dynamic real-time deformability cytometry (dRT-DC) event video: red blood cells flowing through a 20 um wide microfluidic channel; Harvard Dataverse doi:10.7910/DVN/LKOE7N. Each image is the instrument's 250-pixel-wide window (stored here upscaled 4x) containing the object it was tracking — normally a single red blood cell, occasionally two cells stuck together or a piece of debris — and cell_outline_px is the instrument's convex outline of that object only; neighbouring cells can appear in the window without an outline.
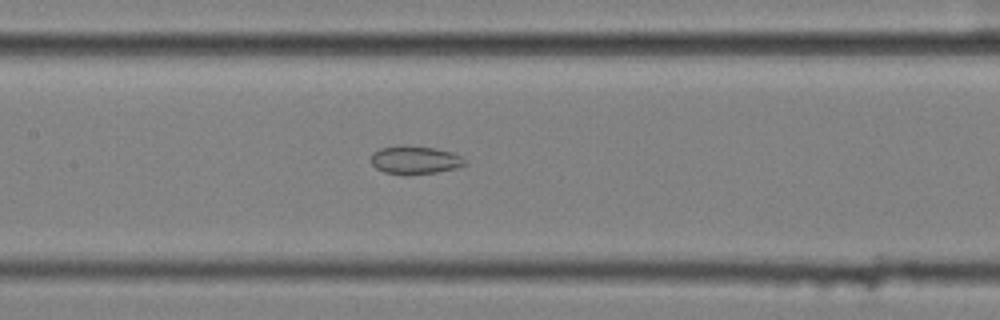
{"species": "common noctule bat (a hibernating species)", "species_latin": "Nyctalus noctula", "temperature_condition": "cold", "stored_images_in_passage": 50, "segment_of_instrument_passage": [2, 3], "camera_frame_rate_fps": 3000, "um_per_image_px": 0.085, "animal": {"sex": "female", "body_mass_g": 25.1}, "frame": {"image": 1, "passage_image": 20, "time_ms": 6.333, "image_size_px": [1000, 320], "cell_outline_px": [[468, 164], [456, 168], [436, 172], [384, 172], [376, 168], [372, 164], [372, 152], [380, 148], [408, 144], [432, 148], [452, 152], [460, 156]], "centroid_in_image_um": [35.28, 13.55], "position_along_channel_um": 172.1, "area_um2": 14.85}}
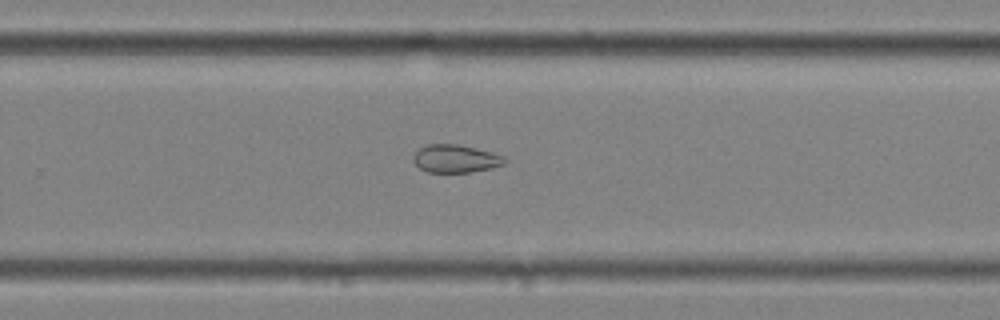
{"frame": {"image": 2, "passage_image": 30, "time_ms": 9.667, "image_size_px": [1000, 320], "cell_outline_px": [[508, 160], [504, 164], [488, 168], [468, 172], [428, 172], [420, 168], [412, 160], [412, 156], [420, 148], [428, 144], [460, 144], [476, 148], [504, 156]], "centroid_in_image_um": [38.7, 13.47], "position_along_channel_um": 291.1, "area_um2": 14.74}}
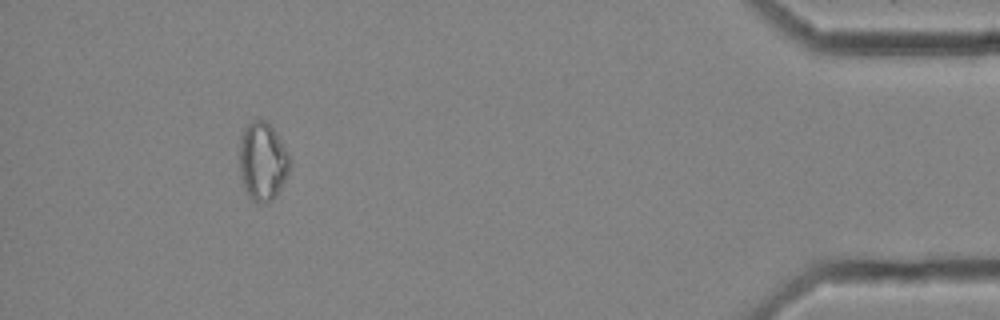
{"frame": {"image": 3, "passage_image": 45, "time_ms": 14.667, "image_size_px": [1000, 320], "cell_outline_px": [[288, 172], [276, 196], [268, 204], [260, 204], [252, 200], [248, 196], [244, 188], [240, 176], [240, 140], [244, 128], [252, 120], [264, 120], [276, 132], [288, 152]], "centroid_in_image_um": [22.3, 13.75], "position_along_channel_um": 412.9, "area_um2": 22.83}}